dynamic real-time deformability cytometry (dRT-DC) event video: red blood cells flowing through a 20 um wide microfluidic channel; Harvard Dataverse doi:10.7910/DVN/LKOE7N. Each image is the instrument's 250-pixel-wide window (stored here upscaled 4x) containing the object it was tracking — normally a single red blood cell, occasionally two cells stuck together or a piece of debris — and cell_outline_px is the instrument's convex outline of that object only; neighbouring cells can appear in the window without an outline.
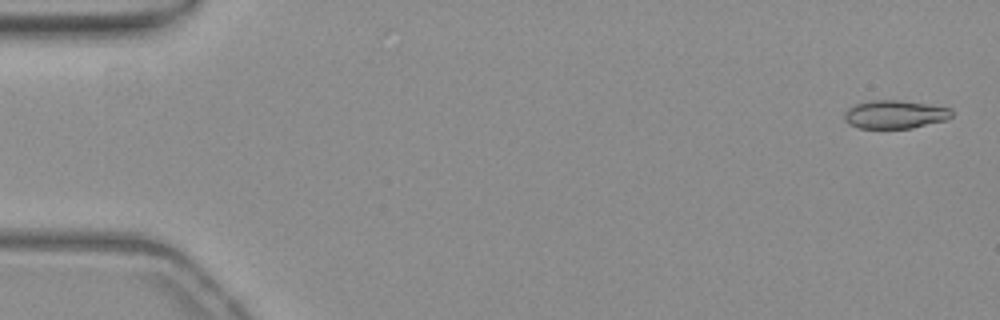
{"species": "common noctule bat (a hibernating species)", "species_latin": "Nyctalus noctula", "temperature_condition": "warm", "stored_images_in_passage": 55, "camera_frame_rate_fps": 3000, "um_per_image_px": 0.085, "animal": {"sex": "female", "body_mass_g": 19.3, "forearm_length_mm": 54.1}, "frame": {"image": 1, "passage_image": 2, "time_ms": 0.333, "image_size_px": [1000, 320], "cell_outline_px": [[952, 116], [944, 120], [912, 128], [860, 128], [848, 124], [844, 120], [844, 112], [848, 108], [856, 104], [868, 100], [900, 100], [952, 108]], "centroid_in_image_um": [76.03, 9.72], "position_along_channel_um": 9.0, "area_um2": 17.69}}
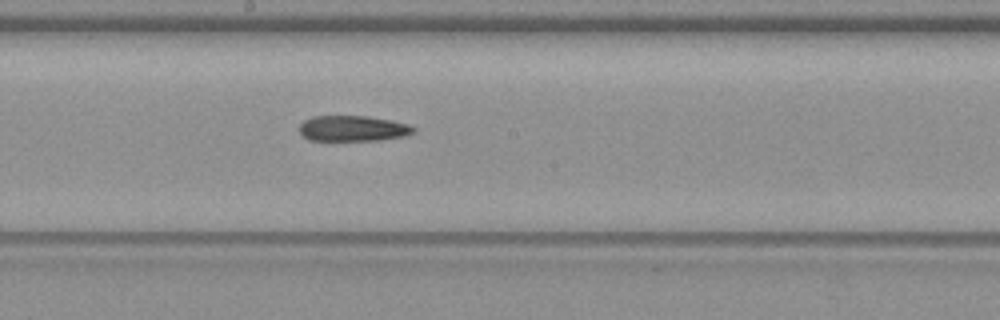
{"frame": {"image": 2, "passage_image": 30, "time_ms": 9.667, "image_size_px": [1000, 320], "cell_outline_px": [[416, 132], [404, 136], [380, 140], [308, 140], [300, 132], [300, 124], [304, 120], [312, 116], [368, 116], [408, 124], [416, 128]], "centroid_in_image_um": [30.0, 10.92], "position_along_channel_um": 218.2, "area_um2": 16.99}}
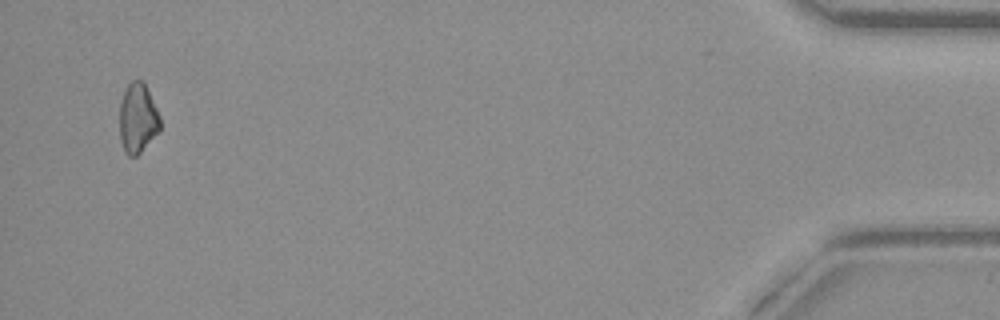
{"frame": {"image": 3, "passage_image": 53, "time_ms": 17.333, "image_size_px": [1000, 320], "cell_outline_px": [[160, 132], [136, 156], [128, 156], [124, 152], [120, 140], [120, 104], [124, 92], [128, 84], [132, 80], [140, 80], [144, 84], [160, 116]], "centroid_in_image_um": [11.7, 10.1], "position_along_channel_um": 423.5, "area_um2": 16.36}}